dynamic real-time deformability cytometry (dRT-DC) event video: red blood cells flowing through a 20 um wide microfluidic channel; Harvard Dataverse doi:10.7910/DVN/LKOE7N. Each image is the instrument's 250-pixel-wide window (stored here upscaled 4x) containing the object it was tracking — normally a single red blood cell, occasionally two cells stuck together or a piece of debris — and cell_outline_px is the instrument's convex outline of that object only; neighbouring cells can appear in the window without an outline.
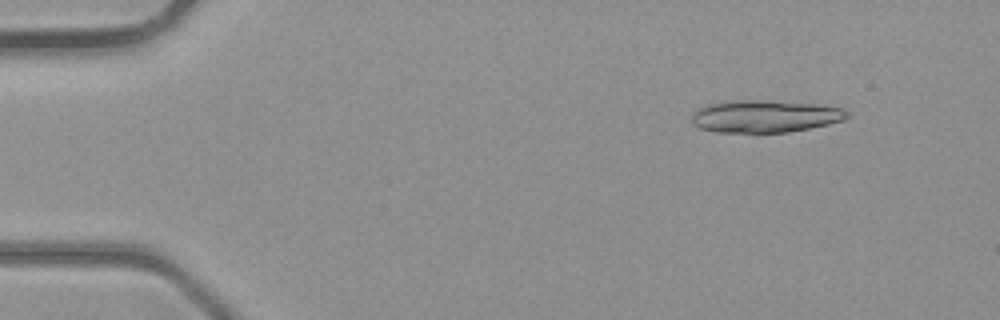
{"species": "common noctule bat (a hibernating species)", "species_latin": "Nyctalus noctula", "temperature_condition": "room temperature", "stored_images_in_passage": 5, "camera_frame_rate_fps": 3000, "um_per_image_px": 0.085, "animal": {"sex": "male", "body_mass_g": 23.1, "forearm_length_mm": 52.7}, "frame": {"image": 1, "passage_image": 2, "time_ms": 1.0, "image_size_px": [1000, 320], "cell_outline_px": [[852, 116], [844, 120], [828, 124], [788, 132], [716, 132], [700, 128], [692, 124], [692, 116], [700, 108], [708, 104], [732, 100], [764, 100], [820, 104], [840, 108], [848, 112]], "centroid_in_image_um": [65.05, 9.88], "position_along_channel_um": 19.9, "area_um2": 29.25}}